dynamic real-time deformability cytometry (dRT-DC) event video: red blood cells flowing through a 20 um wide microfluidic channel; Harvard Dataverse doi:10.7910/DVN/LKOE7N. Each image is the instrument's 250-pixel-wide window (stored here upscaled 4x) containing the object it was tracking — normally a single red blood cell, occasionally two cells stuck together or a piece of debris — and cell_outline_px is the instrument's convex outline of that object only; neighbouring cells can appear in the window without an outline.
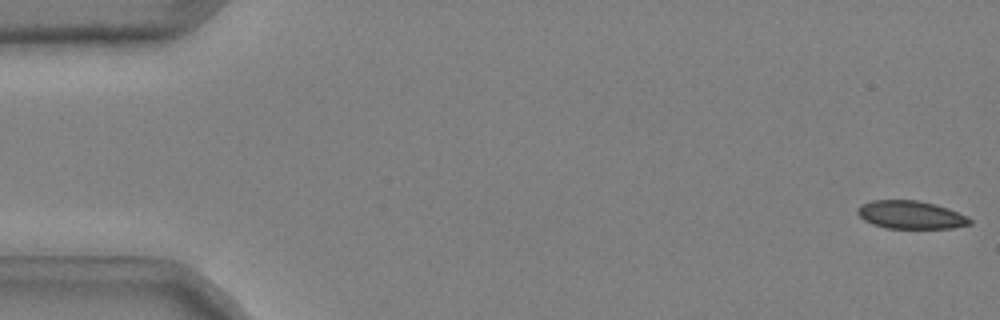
{"species": "common noctule bat (a hibernating species)", "species_latin": "Nyctalus noctula", "temperature_condition": "cold", "stored_images_in_passage": 52, "camera_frame_rate_fps": 3000, "um_per_image_px": 0.085, "animal": {"sex": "male", "body_mass_g": 20.4}, "frame": {"image": 1, "passage_image": 1, "time_ms": 0.0, "image_size_px": [1000, 320], "cell_outline_px": [[972, 224], [952, 228], [884, 228], [872, 224], [864, 220], [856, 212], [860, 204], [872, 200], [916, 200], [936, 204], [948, 208], [968, 216], [972, 220]], "centroid_in_image_um": [77.42, 18.26], "position_along_channel_um": 7.6, "area_um2": 18.5}}
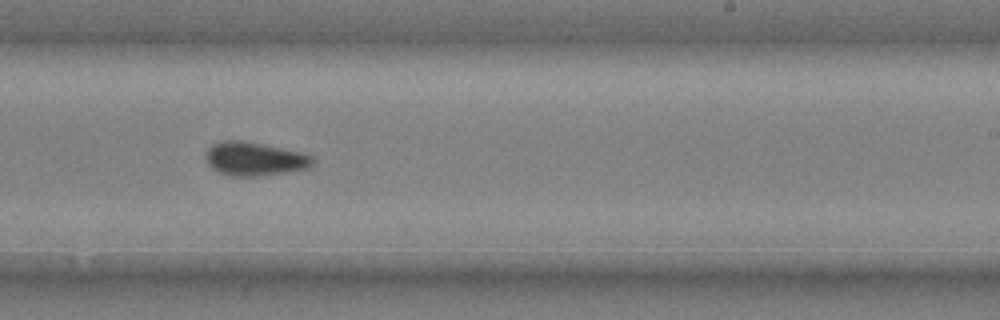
{"frame": {"image": 2, "passage_image": 33, "time_ms": 10.667, "image_size_px": [1000, 320], "cell_outline_px": [[316, 160], [308, 168], [288, 172], [260, 176], [232, 176], [220, 172], [212, 168], [208, 164], [204, 156], [208, 148], [212, 144], [220, 140], [248, 140], [304, 152], [312, 156]], "centroid_in_image_um": [21.66, 13.48], "position_along_channel_um": 267.3, "area_um2": 21.5}}
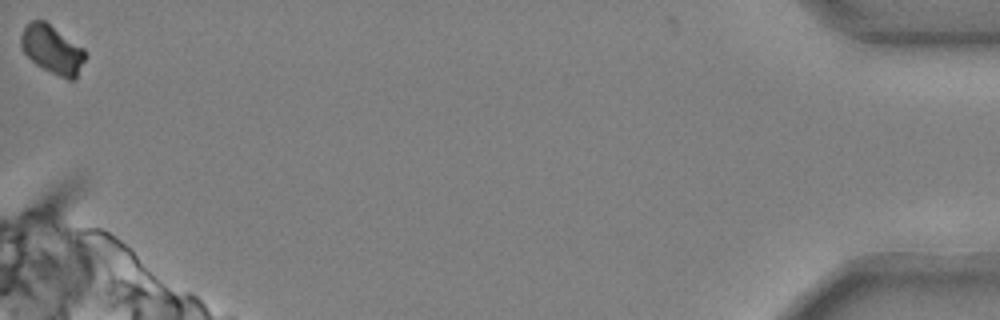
{"frame": {"image": 3, "passage_image": 52, "time_ms": 17.0, "image_size_px": [1000, 320], "cell_outline_px": [[88, 56], [76, 80], [68, 80], [36, 64], [24, 52], [20, 44], [20, 36], [24, 28], [32, 20], [44, 20], [84, 48], [88, 52]], "centroid_in_image_um": [4.5, 4.22], "position_along_channel_um": 430.7, "area_um2": 18.26}, "authors_computed_cell_mechanics": {"area_um2": 20.1144, "velocity_mm_per_s": 3.7108, "shape_relaxation_time_tau1_ms": 6.1459, "shape_relaxation_time_tau2_ms": null, "deformation_change_tau1": 0.1304, "deformation_change_tau2": null}}